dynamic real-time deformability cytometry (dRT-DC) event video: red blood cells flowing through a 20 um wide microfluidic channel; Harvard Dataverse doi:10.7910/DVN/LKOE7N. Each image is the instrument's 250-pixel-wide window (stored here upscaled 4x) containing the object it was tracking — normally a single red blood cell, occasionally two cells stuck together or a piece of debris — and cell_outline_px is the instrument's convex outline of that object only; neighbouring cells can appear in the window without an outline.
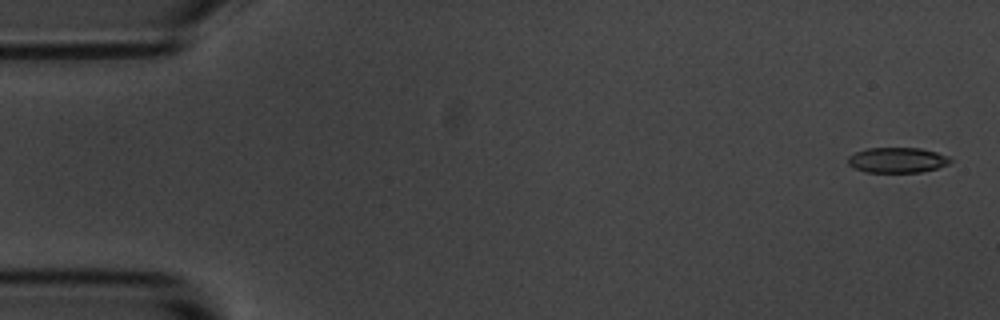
{"species": "common noctule bat (a hibernating species)", "species_latin": "Nyctalus noctula", "temperature_condition": "room temperature", "stored_images_in_passage": 5, "camera_frame_rate_fps": 3000, "um_per_image_px": 0.085, "animal": {"sex": "male", "body_mass_g": 20.1, "forearm_length_mm": 53.5}, "frame": {"image": 1, "passage_image": 1, "time_ms": 0.0, "image_size_px": [1000, 320], "cell_outline_px": [[952, 160], [948, 164], [936, 168], [920, 172], [864, 172], [848, 164], [848, 156], [856, 152], [868, 148], [920, 148], [936, 152], [948, 156]], "centroid_in_image_um": [76.26, 13.6], "position_along_channel_um": 8.7, "area_um2": 14.97}}
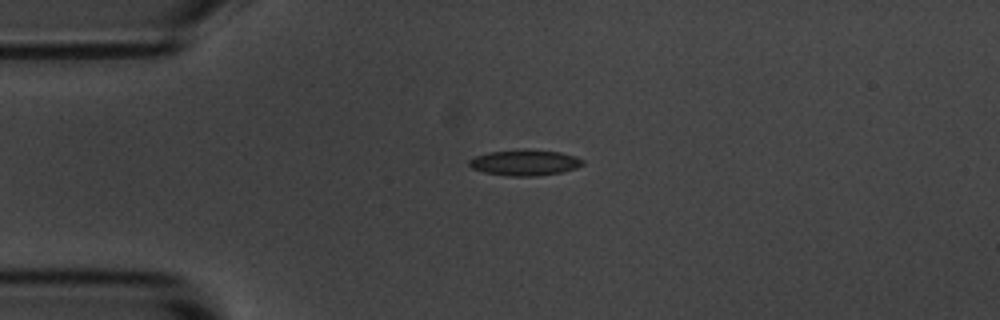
{"frame": {"image": 2, "passage_image": 4, "time_ms": 3.667, "image_size_px": [1000, 320], "cell_outline_px": [[584, 164], [576, 168], [564, 172], [536, 176], [508, 176], [484, 172], [472, 168], [468, 164], [468, 160], [476, 156], [488, 152], [524, 148], [528, 148], [560, 152], [576, 156], [584, 160]], "centroid_in_image_um": [44.63, 13.81], "position_along_channel_um": 40.4, "area_um2": 17.46}}